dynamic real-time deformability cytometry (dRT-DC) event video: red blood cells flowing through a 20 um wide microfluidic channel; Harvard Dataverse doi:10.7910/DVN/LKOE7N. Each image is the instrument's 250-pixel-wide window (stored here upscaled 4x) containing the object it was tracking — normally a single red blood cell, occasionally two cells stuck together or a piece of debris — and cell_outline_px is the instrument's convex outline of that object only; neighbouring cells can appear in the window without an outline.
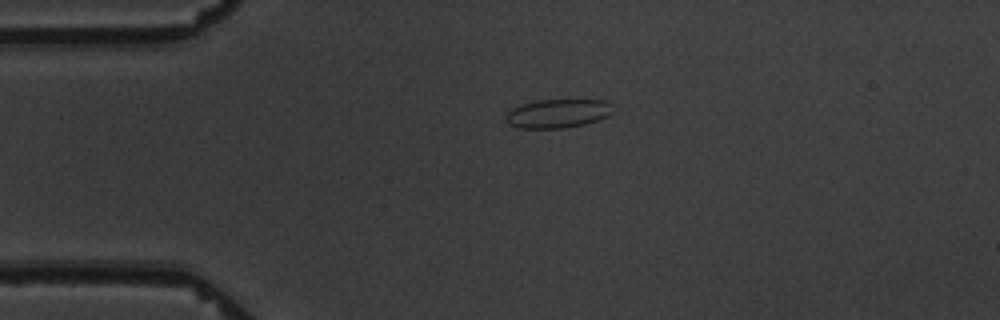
{"species": "common noctule bat (a hibernating species)", "species_latin": "Nyctalus noctula", "temperature_condition": "warm", "stored_images_in_passage": 2, "camera_frame_rate_fps": 3000, "um_per_image_px": 0.085, "animal": {"sex": "male", "body_mass_g": 19.5, "forearm_length_mm": 54.6}, "frame": {"image": 1, "passage_image": 1, "time_ms": 0.0, "image_size_px": [1000, 320], "cell_outline_px": [[612, 112], [608, 116], [584, 124], [564, 128], [520, 128], [508, 124], [504, 120], [504, 112], [520, 104], [536, 100], [604, 100], [608, 104]], "centroid_in_image_um": [47.29, 9.65], "position_along_channel_um": 37.7, "area_um2": 17.98}}